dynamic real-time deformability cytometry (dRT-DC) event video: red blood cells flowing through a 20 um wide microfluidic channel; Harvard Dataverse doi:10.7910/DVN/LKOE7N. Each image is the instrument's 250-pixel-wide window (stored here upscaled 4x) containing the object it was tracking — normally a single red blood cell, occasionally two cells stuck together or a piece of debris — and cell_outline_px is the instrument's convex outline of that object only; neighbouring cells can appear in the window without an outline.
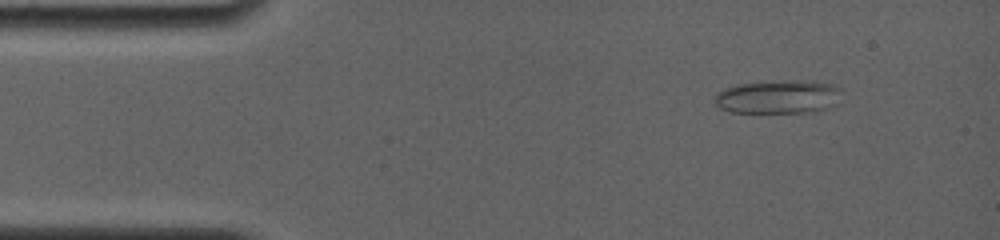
{"species": "common noctule bat (a hibernating species)", "species_latin": "Nyctalus noctula", "temperature_condition": "room temperature", "stored_images_in_passage": 13, "camera_frame_rate_fps": 4000, "um_per_image_px": 0.085, "animal": {"sex": "female", "body_mass_g": 19.0, "forearm_length_mm": 56.7}, "frame": {"image": 1, "passage_image": 4, "time_ms": 1.25, "image_size_px": [1000, 240], "cell_outline_px": [[840, 88], [820, 108], [800, 112], [732, 112], [720, 108], [712, 100], [712, 96], [716, 92], [736, 84], [784, 80], [812, 80], [836, 84]], "centroid_in_image_um": [65.91, 8.18], "position_along_channel_um": 19.1, "area_um2": 23.87}}
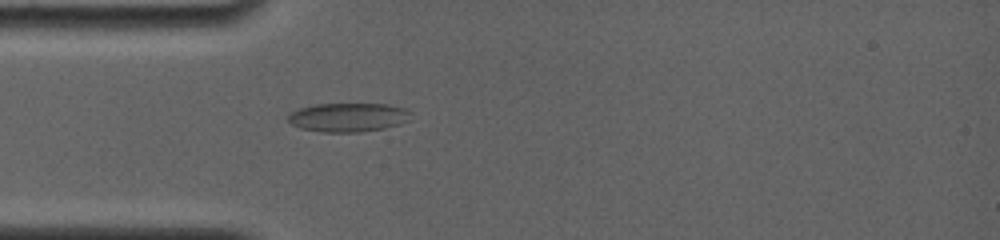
{"frame": {"image": 2, "passage_image": 10, "time_ms": 4.0, "image_size_px": [1000, 240], "cell_outline_px": [[408, 120], [400, 124], [384, 128], [356, 132], [324, 132], [300, 128], [292, 124], [288, 120], [288, 116], [292, 112], [300, 108], [316, 104], [388, 104], [408, 108]], "centroid_in_image_um": [29.6, 9.97], "position_along_channel_um": 55.4, "area_um2": 20.46}}